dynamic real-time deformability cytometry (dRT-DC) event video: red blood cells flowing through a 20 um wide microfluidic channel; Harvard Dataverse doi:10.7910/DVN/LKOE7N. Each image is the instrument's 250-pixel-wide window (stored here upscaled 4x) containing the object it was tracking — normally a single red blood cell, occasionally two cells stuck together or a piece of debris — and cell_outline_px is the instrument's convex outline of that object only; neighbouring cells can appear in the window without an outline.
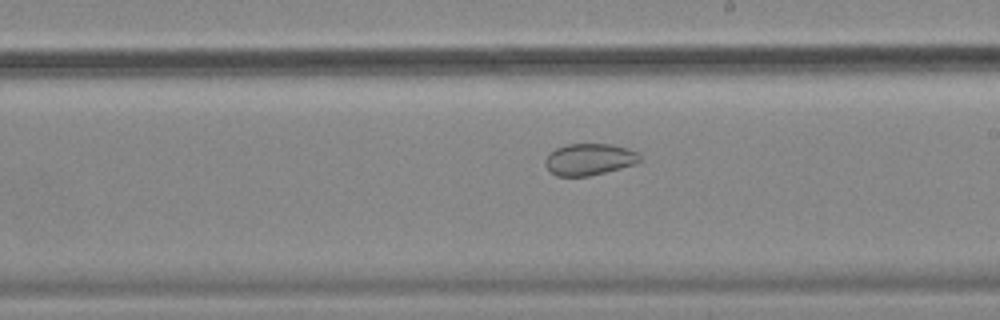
{"species": "common noctule bat (a hibernating species)", "species_latin": "Nyctalus noctula", "temperature_condition": "cold", "stored_images_in_passage": 24, "camera_frame_rate_fps": 3000, "um_per_image_px": 0.085, "animal": {"sex": "female", "body_mass_g": 18.4}, "frame": {"image": 1, "passage_image": 21, "time_ms": 6.667, "image_size_px": [1000, 320], "cell_outline_px": [[644, 160], [636, 164], [588, 176], [556, 176], [544, 164], [544, 160], [556, 148], [568, 144], [612, 144], [628, 148], [640, 152]], "centroid_in_image_um": [50.17, 13.54], "position_along_channel_um": 238.8, "area_um2": 17.57}}